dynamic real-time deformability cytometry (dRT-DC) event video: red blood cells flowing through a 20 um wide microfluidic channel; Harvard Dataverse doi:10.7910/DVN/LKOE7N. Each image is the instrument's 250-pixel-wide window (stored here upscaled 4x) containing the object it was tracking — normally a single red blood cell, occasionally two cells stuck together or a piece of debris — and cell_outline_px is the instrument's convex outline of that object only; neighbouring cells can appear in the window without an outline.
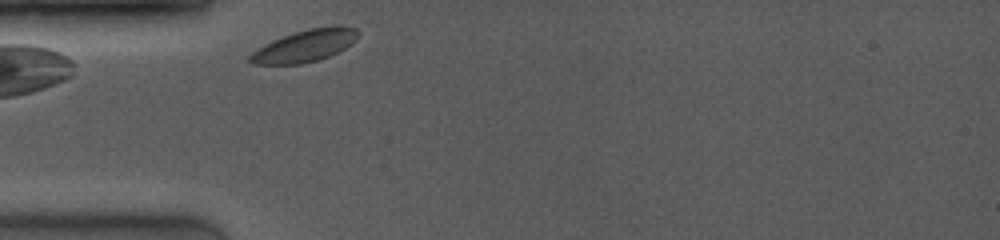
{"species": "common noctule bat (a hibernating species)", "species_latin": "Nyctalus noctula", "temperature_condition": "room temperature", "stored_images_in_passage": 21, "camera_frame_rate_fps": 4000, "um_per_image_px": 0.085, "animal": {"sex": "female", "body_mass_g": 19.0, "forearm_length_mm": 53.3}, "frame": {"image": 1, "passage_image": 1, "time_ms": 0.0, "image_size_px": [1000, 240], "cell_outline_px": [[360, 32], [356, 40], [344, 48], [328, 56], [316, 60], [300, 64], [252, 64], [248, 60], [248, 56], [252, 52], [264, 44], [272, 40], [308, 28], [332, 24], [340, 24], [356, 28]], "centroid_in_image_um": [25.94, 3.86], "position_along_channel_um": 59.1, "area_um2": 20.29}}
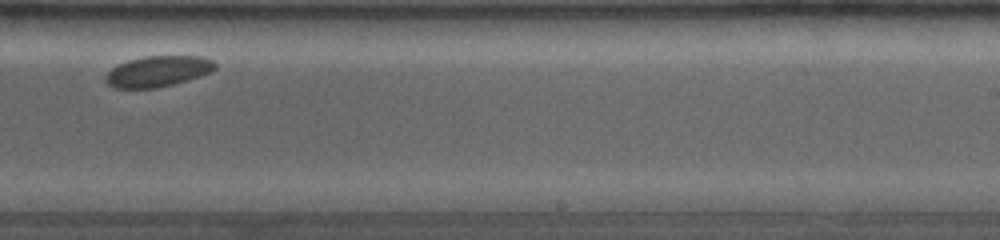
{"frame": {"image": 2, "passage_image": 15, "time_ms": 6.0, "image_size_px": [1000, 240], "cell_outline_px": [[216, 68], [212, 72], [188, 80], [156, 88], [112, 88], [104, 80], [104, 76], [112, 68], [128, 60], [144, 56], [200, 56], [212, 60], [216, 64]], "centroid_in_image_um": [13.42, 6.06], "position_along_channel_um": 275.6, "area_um2": 19.71}}
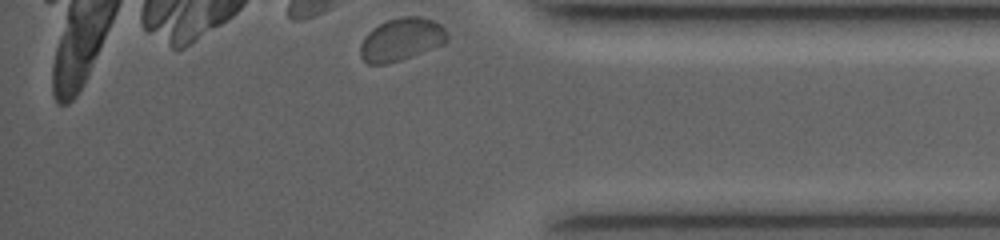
{"frame": {"image": 3, "passage_image": 21, "time_ms": 9.5, "image_size_px": [1000, 240], "cell_outline_px": [[448, 40], [444, 44], [400, 60], [384, 64], [368, 64], [360, 56], [360, 44], [364, 36], [372, 28], [388, 20], [400, 16], [420, 16], [432, 20], [440, 24], [448, 32]], "centroid_in_image_um": [34.11, 3.34], "position_along_channel_um": 401.1, "area_um2": 21.68}}